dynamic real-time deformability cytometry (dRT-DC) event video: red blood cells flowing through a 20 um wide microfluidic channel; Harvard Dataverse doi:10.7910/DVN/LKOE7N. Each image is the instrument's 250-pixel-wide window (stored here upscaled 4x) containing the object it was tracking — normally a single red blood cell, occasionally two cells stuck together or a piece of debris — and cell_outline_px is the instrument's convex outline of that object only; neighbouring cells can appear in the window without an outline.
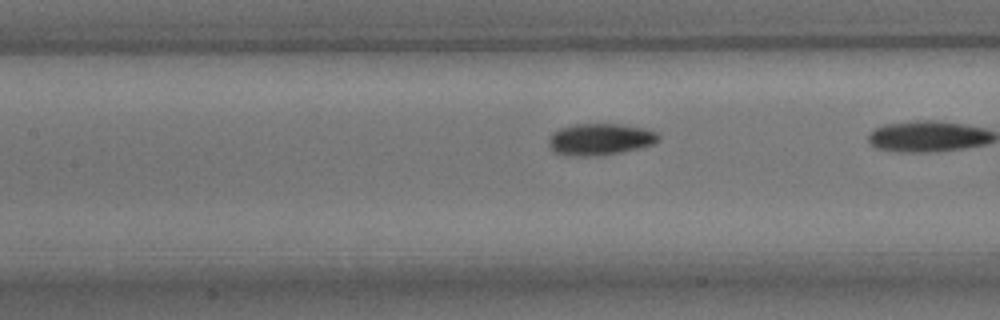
{"species": "common noctule bat (a hibernating species)", "species_latin": "Nyctalus noctula", "temperature_condition": "room temperature", "stored_images_in_passage": 8, "camera_frame_rate_fps": 3000, "um_per_image_px": 0.085, "animal": {"sex": "male", "body_mass_g": 15.6}, "frame": {"image": 1, "passage_image": 7, "time_ms": 2.0, "image_size_px": [1000, 320], "cell_outline_px": [[660, 140], [652, 144], [640, 148], [600, 156], [576, 156], [556, 152], [548, 144], [548, 136], [552, 132], [560, 128], [576, 124], [620, 124], [648, 128], [656, 132], [660, 136]], "centroid_in_image_um": [51.03, 11.83], "position_along_channel_um": 156.4, "area_um2": 20.4}}